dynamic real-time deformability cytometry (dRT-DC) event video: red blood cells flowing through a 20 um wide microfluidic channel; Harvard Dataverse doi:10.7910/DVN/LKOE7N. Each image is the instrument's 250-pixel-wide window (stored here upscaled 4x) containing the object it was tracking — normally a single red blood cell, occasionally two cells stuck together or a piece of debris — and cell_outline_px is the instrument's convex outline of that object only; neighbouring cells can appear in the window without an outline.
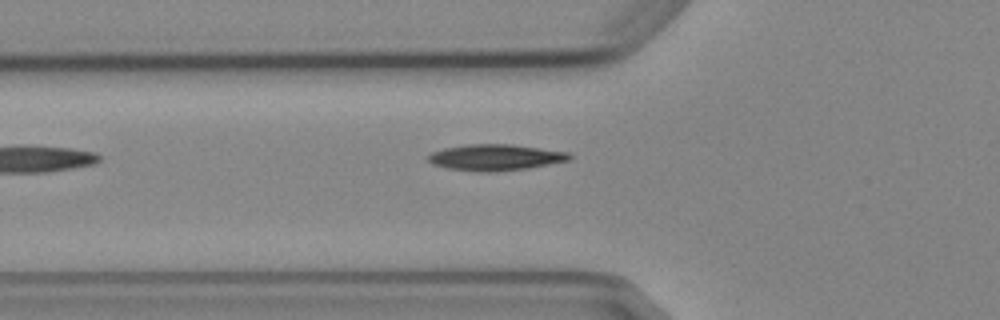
{"species": "Egyptian fruit bat (a non-hibernating species)", "species_latin": "Rousettus aegyptiacus", "temperature_condition": "cold", "stored_images_in_passage": 3, "camera_frame_rate_fps": 3000, "um_per_image_px": 0.085, "animal": {"sex": "female"}, "frame": {"image": 1, "passage_image": 3, "time_ms": 2.333, "image_size_px": [1000, 320], "cell_outline_px": [[572, 156], [568, 160], [528, 168], [496, 172], [476, 172], [448, 168], [432, 164], [428, 160], [428, 156], [432, 152], [444, 148], [468, 144], [512, 144], [568, 152]], "centroid_in_image_um": [42.08, 13.38], "position_along_channel_um": 83.7, "area_um2": 21.5}}